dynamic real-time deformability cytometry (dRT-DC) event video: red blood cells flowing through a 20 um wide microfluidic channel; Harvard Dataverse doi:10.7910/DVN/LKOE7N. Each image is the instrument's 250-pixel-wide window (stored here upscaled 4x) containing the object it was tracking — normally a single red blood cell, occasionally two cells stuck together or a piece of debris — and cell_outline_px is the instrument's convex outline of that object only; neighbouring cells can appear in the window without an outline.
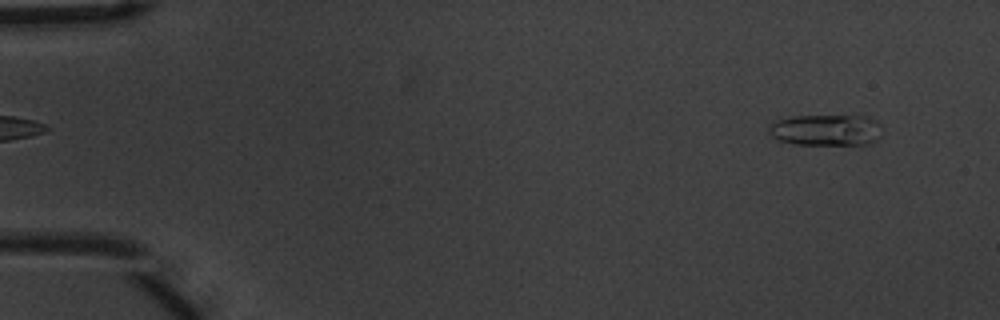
{"species": "common noctule bat (a hibernating species)", "species_latin": "Nyctalus noctula", "temperature_condition": "warm", "stored_images_in_passage": 54, "camera_frame_rate_fps": 3000, "um_per_image_px": 0.085, "animal": {"sex": "male", "body_mass_g": 20.1, "forearm_length_mm": 53.5}, "frame": {"image": 1, "passage_image": 4, "time_ms": 1.0, "image_size_px": [1000, 320], "cell_outline_px": [[880, 136], [868, 144], [796, 144], [780, 140], [772, 136], [768, 128], [776, 120], [792, 116], [868, 116], [876, 120], [880, 124]], "centroid_in_image_um": [70.23, 11.04], "position_along_channel_um": 14.8, "area_um2": 20.4}}
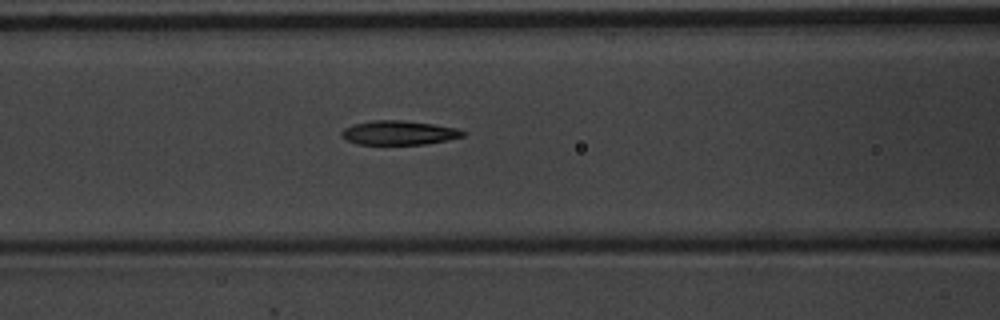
{"frame": {"image": 2, "passage_image": 23, "time_ms": 7.333, "image_size_px": [1000, 320], "cell_outline_px": [[468, 132], [464, 136], [448, 140], [424, 144], [356, 144], [340, 136], [340, 132], [344, 128], [352, 124], [372, 120], [404, 120], [460, 128]], "centroid_in_image_um": [33.92, 11.27], "position_along_channel_um": 132.7, "area_um2": 17.28}}
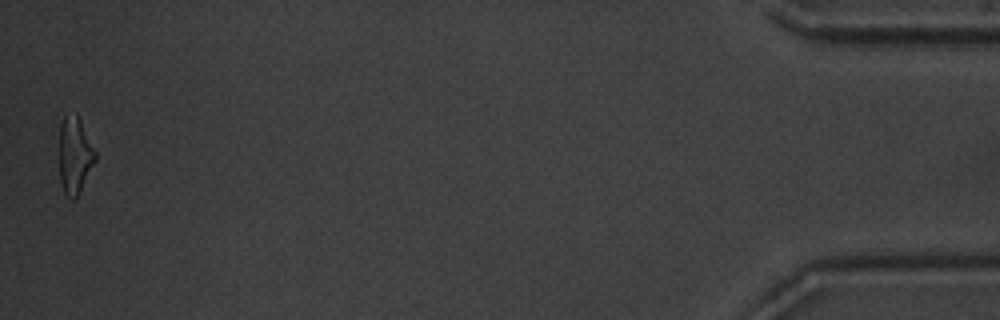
{"frame": {"image": 3, "passage_image": 54, "time_ms": 17.667, "image_size_px": [1000, 320], "cell_outline_px": [[96, 160], [76, 200], [72, 200], [64, 192], [60, 184], [60, 124], [64, 116], [76, 112], [96, 152]], "centroid_in_image_um": [6.36, 13.23], "position_along_channel_um": 428.8, "area_um2": 16.13}, "authors_computed_cell_mechanics": {"area_um2": 17.4556, "velocity_mm_per_s": 3.7096, "shape_relaxation_time_tau1_ms": 3.2936, "shape_relaxation_time_tau2_ms": 3.021, "deformation_change_tau1": 0.168, "deformation_change_tau2": 0.1437}}